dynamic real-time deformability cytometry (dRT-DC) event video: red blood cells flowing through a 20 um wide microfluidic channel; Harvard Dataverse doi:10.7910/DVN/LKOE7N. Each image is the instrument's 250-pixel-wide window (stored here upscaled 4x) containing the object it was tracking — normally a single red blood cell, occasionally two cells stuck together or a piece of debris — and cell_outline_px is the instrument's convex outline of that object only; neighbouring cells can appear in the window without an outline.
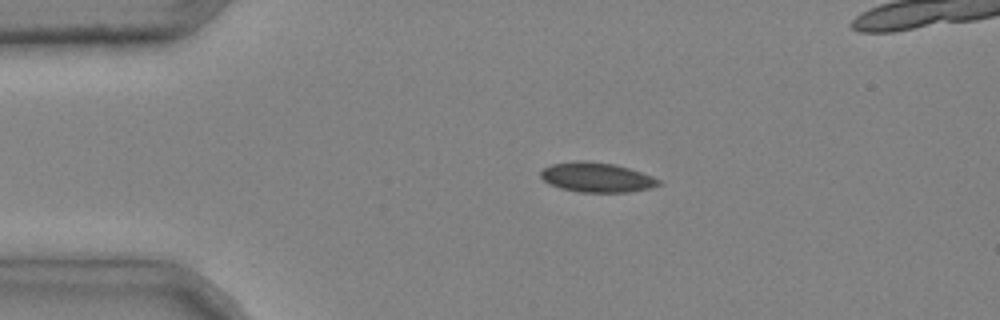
{"species": "common noctule bat (a hibernating species)", "species_latin": "Nyctalus noctula", "temperature_condition": "cold", "stored_images_in_passage": 2, "camera_frame_rate_fps": 3000, "um_per_image_px": 0.085, "animal": {"sex": "male", "body_mass_g": 20.4}, "frame": {"image": 1, "passage_image": 1, "time_ms": 0.0, "image_size_px": [1000, 320], "cell_outline_px": [[660, 184], [652, 188], [628, 192], [580, 192], [560, 188], [544, 180], [540, 176], [540, 172], [544, 168], [552, 164], [576, 160], [588, 160], [616, 164], [652, 176], [660, 180]], "centroid_in_image_um": [50.72, 15.06], "position_along_channel_um": 34.3, "area_um2": 20.4}}